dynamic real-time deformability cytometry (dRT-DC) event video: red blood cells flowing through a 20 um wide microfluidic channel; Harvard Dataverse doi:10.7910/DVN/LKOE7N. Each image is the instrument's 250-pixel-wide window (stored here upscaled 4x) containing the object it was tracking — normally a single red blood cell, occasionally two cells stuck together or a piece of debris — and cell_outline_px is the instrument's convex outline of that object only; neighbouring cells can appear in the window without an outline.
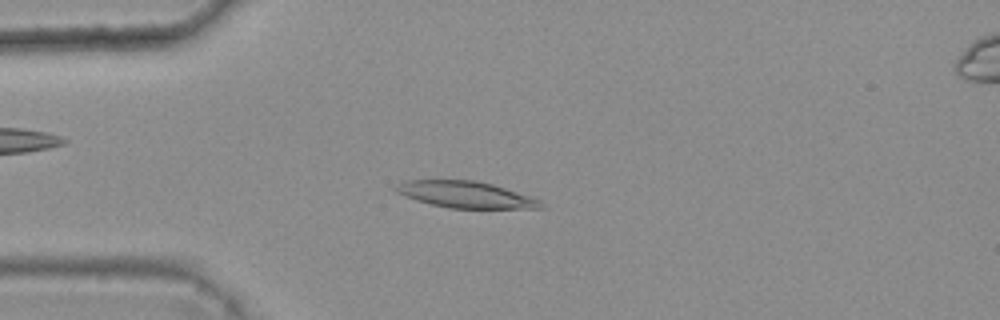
{"species": "common noctule bat (a hibernating species)", "species_latin": "Nyctalus noctula", "temperature_condition": "warm", "stored_images_in_passage": 5, "camera_frame_rate_fps": 3000, "um_per_image_px": 0.085, "animal": {"sex": "female", "body_mass_g": 25.1}, "frame": {"image": 1, "passage_image": 3, "time_ms": 0.667, "image_size_px": [1000, 320], "cell_outline_px": [[544, 208], [448, 208], [416, 200], [396, 192], [392, 188], [396, 184], [404, 180], [476, 180], [492, 184], [540, 200], [544, 204]], "centroid_in_image_um": [39.53, 16.53], "position_along_channel_um": 45.5, "area_um2": 22.25}}
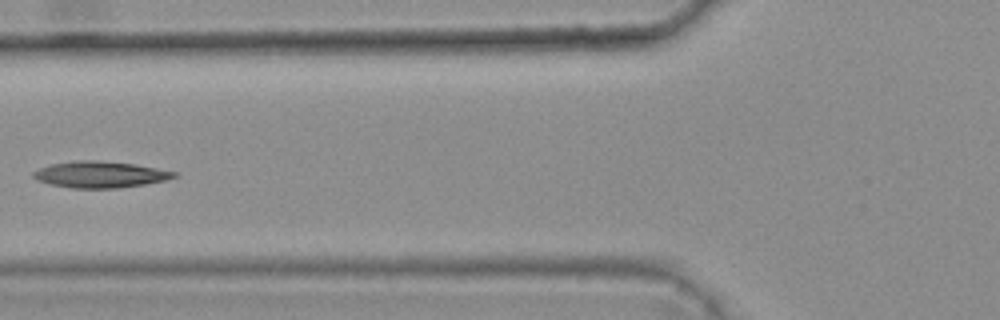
{"frame": {"image": 2, "passage_image": 5, "time_ms": 1.333, "image_size_px": [1000, 320], "cell_outline_px": [[176, 176], [164, 180], [144, 184], [116, 188], [72, 188], [48, 184], [36, 180], [32, 176], [32, 172], [40, 168], [52, 164], [76, 160], [100, 160], [136, 164], [176, 172]], "centroid_in_image_um": [8.45, 14.83], "position_along_channel_um": 117.3, "area_um2": 21.56}}